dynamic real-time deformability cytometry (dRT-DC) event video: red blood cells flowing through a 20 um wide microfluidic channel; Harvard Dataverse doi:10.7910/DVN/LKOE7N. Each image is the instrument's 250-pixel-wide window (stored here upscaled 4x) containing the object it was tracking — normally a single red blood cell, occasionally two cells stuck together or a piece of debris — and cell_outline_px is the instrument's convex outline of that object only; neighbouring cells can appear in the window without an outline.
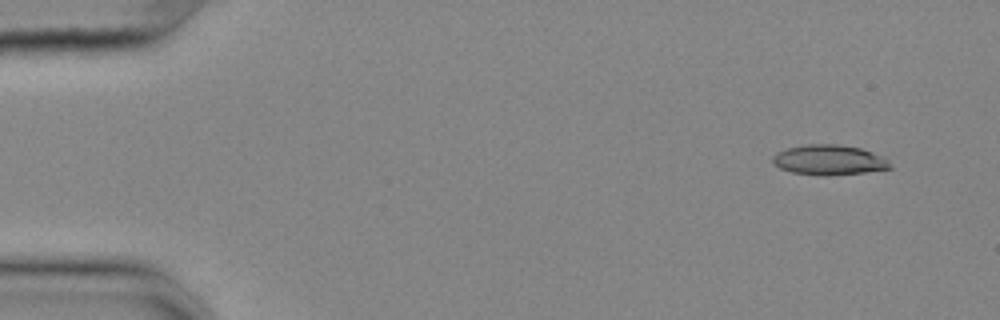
{"species": "common noctule bat (a hibernating species)", "species_latin": "Nyctalus noctula", "temperature_condition": "cold", "stored_images_in_passage": 52, "camera_frame_rate_fps": 3000, "um_per_image_px": 0.085, "animal": {"sex": "female", "body_mass_g": 25.1}, "frame": {"image": 1, "passage_image": 1, "time_ms": 0.0, "image_size_px": [1000, 320], "cell_outline_px": [[892, 168], [864, 172], [828, 176], [824, 176], [792, 172], [780, 168], [772, 164], [772, 156], [776, 152], [788, 148], [808, 144], [840, 144], [860, 148], [884, 156], [892, 164]], "centroid_in_image_um": [70.47, 13.59], "position_along_channel_um": 14.5, "area_um2": 20.75}}
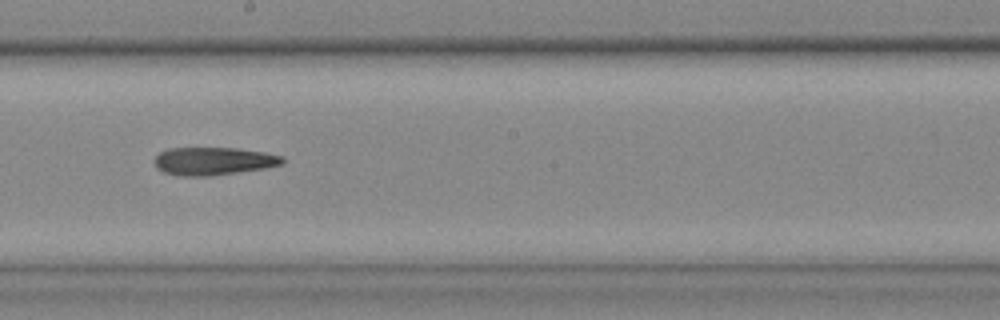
{"frame": {"image": 2, "passage_image": 28, "time_ms": 9.0, "image_size_px": [1000, 320], "cell_outline_px": [[284, 164], [268, 168], [208, 176], [180, 176], [164, 172], [156, 168], [152, 160], [160, 152], [168, 148], [240, 148], [264, 152], [284, 156]], "centroid_in_image_um": [18.15, 13.69], "position_along_channel_um": 230.0, "area_um2": 21.1}}
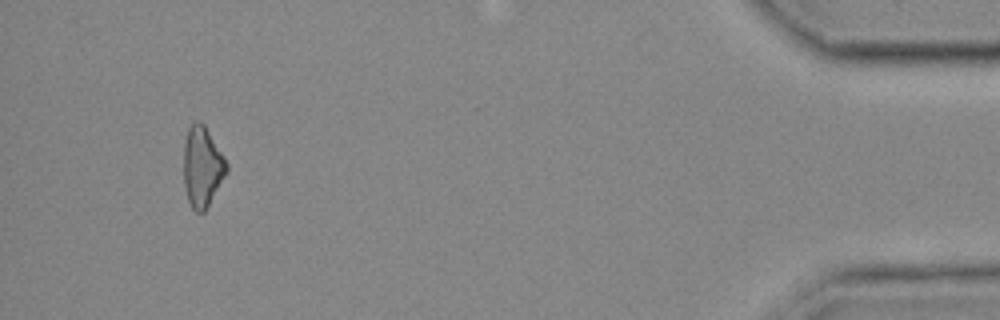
{"frame": {"image": 3, "passage_image": 49, "time_ms": 16.0, "image_size_px": [1000, 320], "cell_outline_px": [[228, 172], [204, 212], [196, 212], [192, 208], [188, 200], [184, 184], [184, 140], [188, 128], [196, 120], [200, 120], [204, 124], [224, 156], [228, 164]], "centroid_in_image_um": [17.2, 14.15], "position_along_channel_um": 418.0, "area_um2": 20.17}}